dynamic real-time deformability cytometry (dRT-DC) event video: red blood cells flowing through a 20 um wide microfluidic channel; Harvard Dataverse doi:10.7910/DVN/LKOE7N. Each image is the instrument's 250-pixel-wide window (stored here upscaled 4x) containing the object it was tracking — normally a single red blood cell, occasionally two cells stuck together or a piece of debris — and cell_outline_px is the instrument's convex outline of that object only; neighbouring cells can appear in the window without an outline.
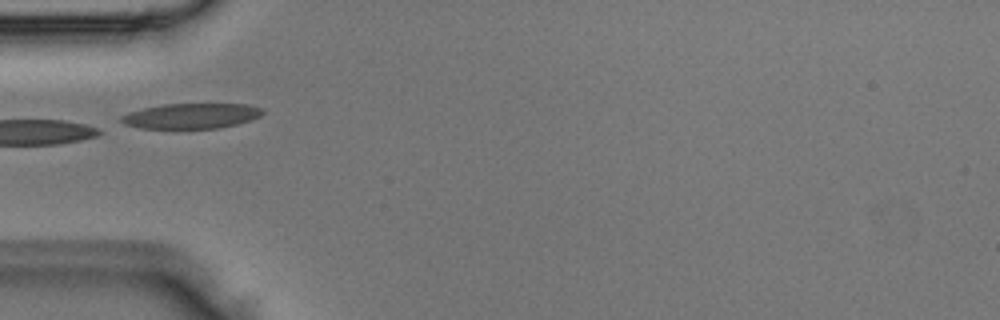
{"species": "Egyptian fruit bat (a non-hibernating species)", "species_latin": "Rousettus aegyptiacus", "temperature_condition": "room temperature", "stored_images_in_passage": 1, "camera_frame_rate_fps": 3000, "um_per_image_px": 0.085, "animal": {"sex": "male"}, "frame": {"image": 1, "passage_image": 1, "time_ms": 0.0, "image_size_px": [1000, 320], "cell_outline_px": [[264, 112], [260, 116], [252, 120], [220, 128], [140, 128], [124, 124], [120, 120], [120, 116], [128, 112], [144, 108], [164, 104], [244, 104], [264, 108]], "centroid_in_image_um": [16.27, 9.85], "position_along_channel_um": 68.7, "area_um2": 20.81}}